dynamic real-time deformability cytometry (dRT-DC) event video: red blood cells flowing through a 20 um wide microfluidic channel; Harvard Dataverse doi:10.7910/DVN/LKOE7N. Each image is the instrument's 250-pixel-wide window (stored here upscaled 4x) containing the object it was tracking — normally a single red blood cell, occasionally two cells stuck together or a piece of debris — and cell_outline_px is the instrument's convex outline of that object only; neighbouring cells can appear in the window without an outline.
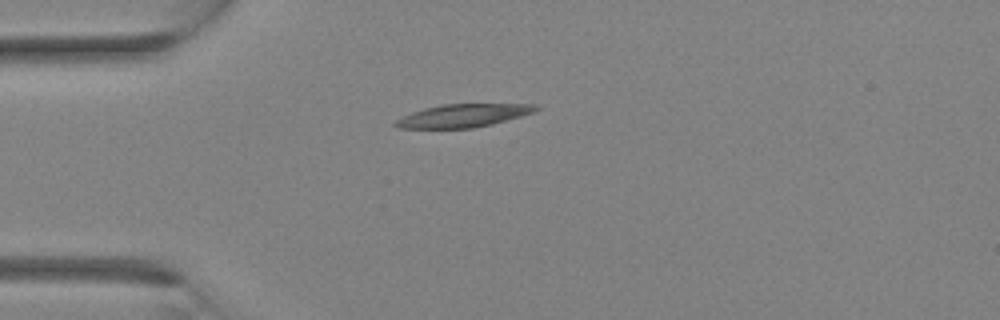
{"species": "Egyptian fruit bat (a non-hibernating species)", "species_latin": "Rousettus aegyptiacus", "temperature_condition": "room temperature", "stored_images_in_passage": 1, "camera_frame_rate_fps": 3000, "um_per_image_px": 0.085, "animal": {"sex": "female"}, "frame": {"image": 1, "passage_image": 1, "time_ms": 0.0, "image_size_px": [1000, 320], "cell_outline_px": [[540, 108], [532, 112], [520, 116], [492, 124], [472, 128], [396, 128], [392, 124], [396, 120], [412, 112], [424, 108], [444, 104], [536, 104]], "centroid_in_image_um": [39.34, 9.83], "position_along_channel_um": 45.7, "area_um2": 18.67}}